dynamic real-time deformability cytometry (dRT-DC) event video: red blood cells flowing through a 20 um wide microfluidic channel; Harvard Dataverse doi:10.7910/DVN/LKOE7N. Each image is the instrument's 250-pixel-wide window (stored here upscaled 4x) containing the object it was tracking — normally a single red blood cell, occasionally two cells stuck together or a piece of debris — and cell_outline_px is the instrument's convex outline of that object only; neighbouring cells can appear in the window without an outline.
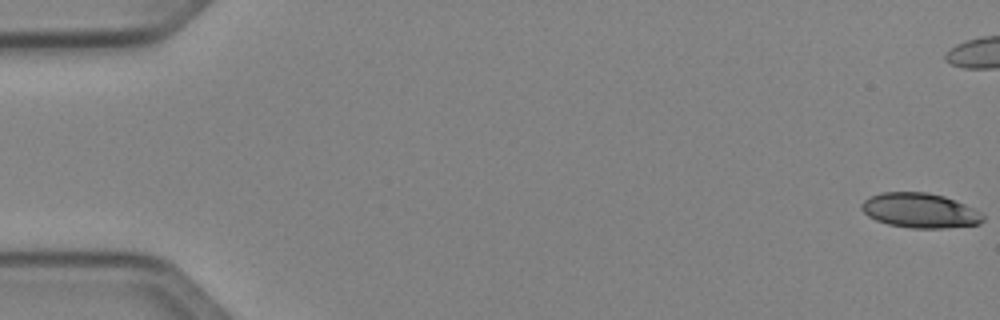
{"species": "Egyptian fruit bat (a non-hibernating species)", "species_latin": "Rousettus aegyptiacus", "temperature_condition": "cold", "stored_images_in_passage": 52, "camera_frame_rate_fps": 3000, "um_per_image_px": 0.085, "animal": {"sex": "female"}, "frame": {"image": 1, "passage_image": 1, "time_ms": 0.0, "image_size_px": [1000, 320], "cell_outline_px": [[984, 220], [980, 224], [944, 228], [912, 228], [888, 224], [876, 220], [868, 216], [860, 208], [860, 204], [864, 200], [880, 192], [928, 192], [944, 196], [964, 204], [980, 212], [984, 216]], "centroid_in_image_um": [78.18, 17.89], "position_along_channel_um": 6.8, "area_um2": 24.57}}
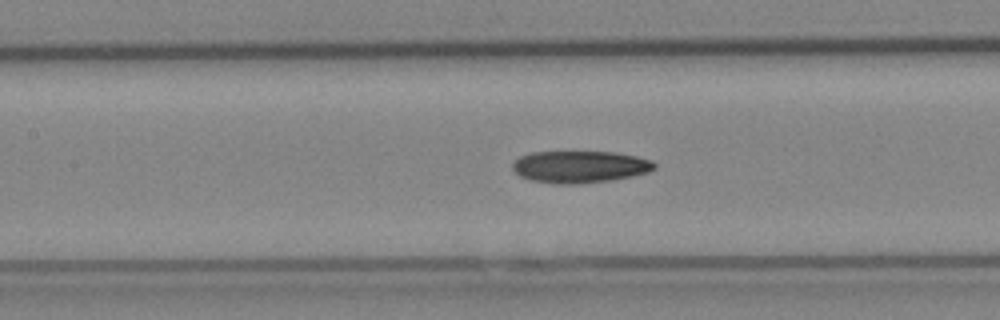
{"frame": {"image": 2, "passage_image": 24, "time_ms": 7.667, "image_size_px": [1000, 320], "cell_outline_px": [[656, 168], [648, 172], [632, 176], [612, 180], [580, 184], [556, 184], [528, 180], [520, 176], [512, 168], [512, 164], [520, 156], [532, 152], [616, 152], [636, 156], [652, 160], [656, 164]], "centroid_in_image_um": [49.29, 14.18], "position_along_channel_um": 158.1, "area_um2": 26.65}}
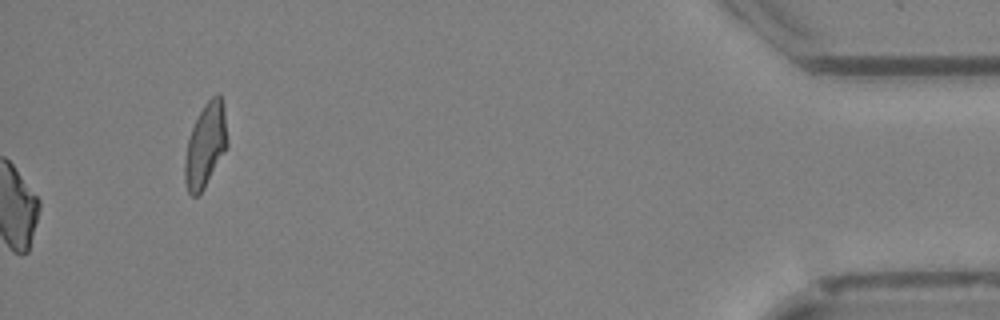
{"frame": {"image": 3, "passage_image": 52, "time_ms": 17.0, "image_size_px": [1000, 320], "cell_outline_px": [[228, 144], [224, 152], [204, 188], [196, 196], [192, 196], [188, 192], [184, 180], [184, 160], [188, 140], [192, 128], [204, 104], [212, 96], [220, 96], [224, 108], [228, 140]], "centroid_in_image_um": [17.46, 12.37], "position_along_channel_um": 417.7, "area_um2": 20.46}, "authors_computed_cell_mechanics": {"area_um2": 25.6921, "velocity_mm_per_s": 4.0463, "shape_relaxation_time_tau1_ms": null, "shape_relaxation_time_tau2_ms": 10.4417, "deformation_change_tau1": null, "deformation_change_tau2": 0.221}}